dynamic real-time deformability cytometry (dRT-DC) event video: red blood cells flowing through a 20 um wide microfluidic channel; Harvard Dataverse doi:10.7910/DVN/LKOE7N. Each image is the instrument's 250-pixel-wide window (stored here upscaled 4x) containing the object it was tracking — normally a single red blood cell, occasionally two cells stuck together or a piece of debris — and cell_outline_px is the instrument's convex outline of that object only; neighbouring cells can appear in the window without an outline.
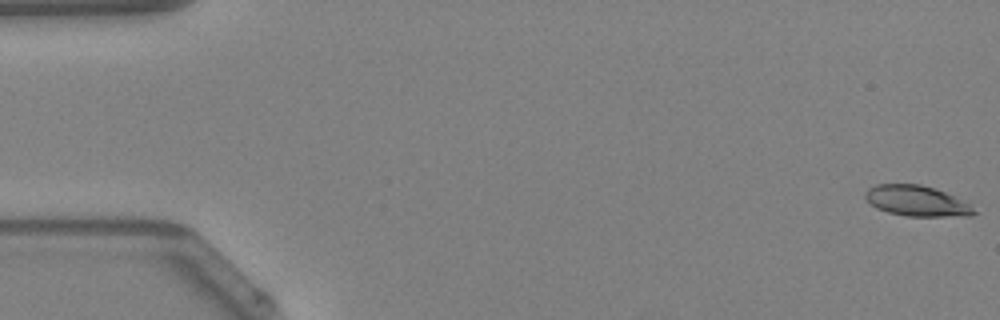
{"species": "Egyptian fruit bat (a non-hibernating species)", "species_latin": "Rousettus aegyptiacus", "temperature_condition": "warm", "stored_images_in_passage": 49, "camera_frame_rate_fps": 3000, "um_per_image_px": 0.085, "animal": {"sex": "female"}, "frame": {"image": 1, "passage_image": 1, "time_ms": 0.0, "image_size_px": [1000, 320], "cell_outline_px": [[976, 212], [972, 216], [908, 216], [888, 212], [876, 208], [864, 196], [864, 192], [868, 188], [876, 184], [920, 184], [944, 192], [968, 204]], "centroid_in_image_um": [77.87, 17.08], "position_along_channel_um": 7.1, "area_um2": 19.02}}
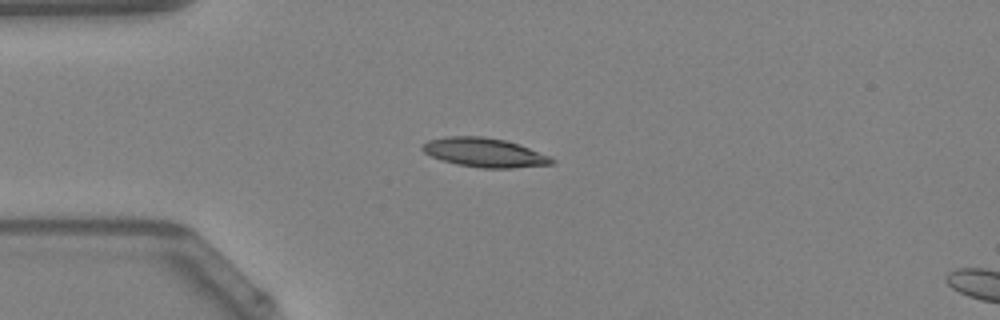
{"frame": {"image": 2, "passage_image": 13, "time_ms": 4.0, "image_size_px": [1000, 320], "cell_outline_px": [[556, 160], [552, 164], [512, 168], [480, 168], [456, 164], [432, 156], [424, 152], [420, 148], [428, 140], [444, 136], [484, 136], [504, 140], [552, 156]], "centroid_in_image_um": [41.18, 12.96], "position_along_channel_um": 43.8, "area_um2": 21.85}}
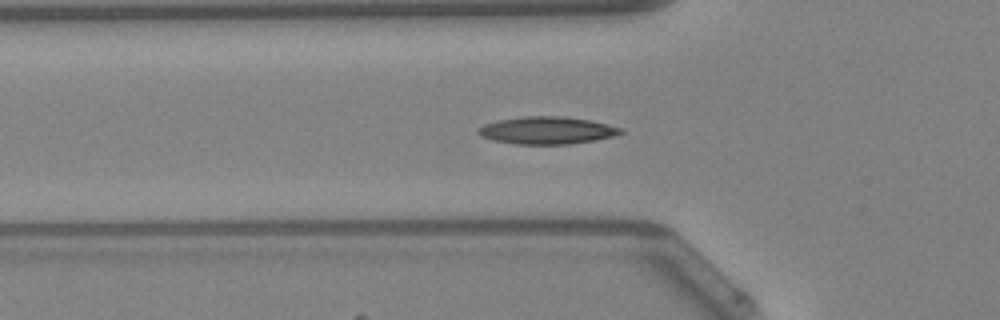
{"frame": {"image": 3, "passage_image": 17, "time_ms": 5.333, "image_size_px": [1000, 320], "cell_outline_px": [[624, 132], [616, 136], [596, 140], [572, 144], [516, 144], [492, 140], [480, 136], [476, 132], [476, 128], [484, 124], [496, 120], [520, 116], [564, 116], [592, 120], [624, 128]], "centroid_in_image_um": [46.5, 11.07], "position_along_channel_um": 79.3, "area_um2": 23.29}, "authors_computed_cell_mechanics": {"area_um2": 20.6924, "velocity_mm_per_s": 4.2486, "shape_relaxation_time_tau1_ms": 6.7245, "shape_relaxation_time_tau2_ms": 3.1399, "deformation_change_tau1": 0.2123, "deformation_change_tau2": 0.0962}}